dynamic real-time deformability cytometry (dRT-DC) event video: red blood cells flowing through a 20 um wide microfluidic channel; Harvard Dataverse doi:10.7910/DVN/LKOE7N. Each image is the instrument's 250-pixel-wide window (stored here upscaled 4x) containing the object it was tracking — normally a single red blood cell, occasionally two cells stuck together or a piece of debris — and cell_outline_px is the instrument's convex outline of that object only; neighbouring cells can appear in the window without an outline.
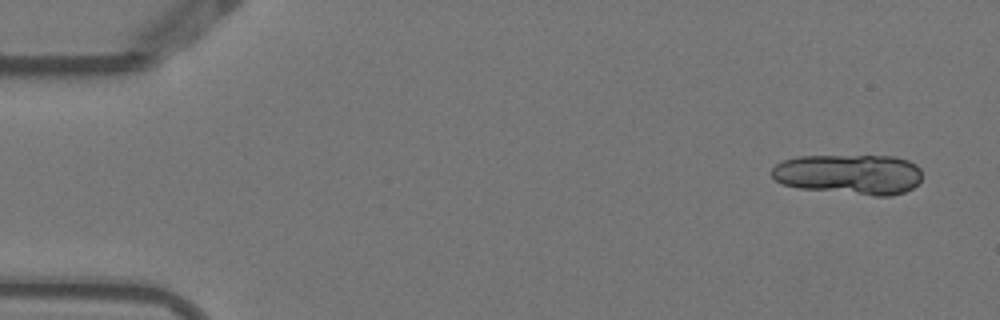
{"species": "Egyptian fruit bat (a non-hibernating species)", "species_latin": "Rousettus aegyptiacus", "temperature_condition": "warm", "stored_images_in_passage": 3, "camera_frame_rate_fps": 3000, "um_per_image_px": 0.085, "animal": {"sex": "female"}, "frame": {"image": 1, "passage_image": 1, "time_ms": 0.0, "image_size_px": [1000, 320], "cell_outline_px": [[920, 180], [912, 188], [904, 192], [892, 196], [876, 196], [800, 188], [784, 184], [776, 180], [772, 176], [772, 168], [776, 164], [784, 160], [800, 156], [892, 156], [908, 160], [916, 164], [920, 168]], "centroid_in_image_um": [72.2, 14.81], "position_along_channel_um": 12.8, "area_um2": 35.14}}